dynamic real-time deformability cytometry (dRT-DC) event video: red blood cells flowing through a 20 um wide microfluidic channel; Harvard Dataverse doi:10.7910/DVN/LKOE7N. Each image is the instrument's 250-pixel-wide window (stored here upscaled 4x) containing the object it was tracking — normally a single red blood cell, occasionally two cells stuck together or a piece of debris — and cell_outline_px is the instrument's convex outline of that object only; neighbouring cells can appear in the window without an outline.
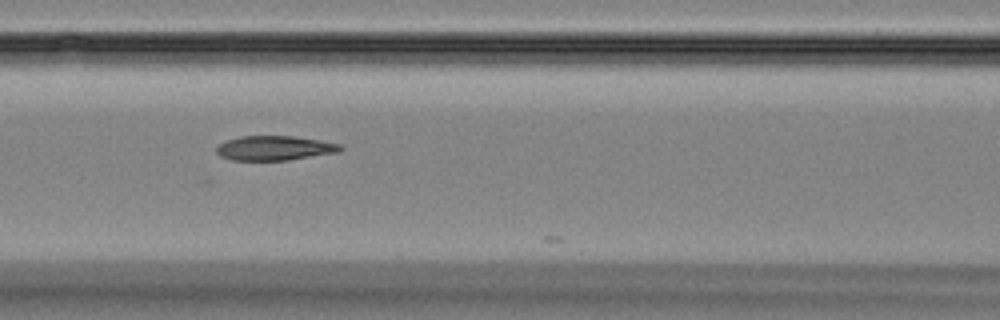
{"species": "Egyptian fruit bat (a non-hibernating species)", "species_latin": "Rousettus aegyptiacus", "temperature_condition": "room temperature", "stored_images_in_passage": 8, "camera_frame_rate_fps": 3000, "um_per_image_px": 0.085, "animal": {"sex": "female"}, "frame": {"image": 1, "passage_image": 7, "time_ms": 7.667, "image_size_px": [1000, 320], "cell_outline_px": [[344, 148], [340, 152], [288, 160], [232, 160], [220, 156], [216, 152], [216, 148], [224, 140], [240, 136], [292, 136], [320, 140], [340, 144]], "centroid_in_image_um": [23.34, 12.58], "position_along_channel_um": 143.3, "area_um2": 17.8}}